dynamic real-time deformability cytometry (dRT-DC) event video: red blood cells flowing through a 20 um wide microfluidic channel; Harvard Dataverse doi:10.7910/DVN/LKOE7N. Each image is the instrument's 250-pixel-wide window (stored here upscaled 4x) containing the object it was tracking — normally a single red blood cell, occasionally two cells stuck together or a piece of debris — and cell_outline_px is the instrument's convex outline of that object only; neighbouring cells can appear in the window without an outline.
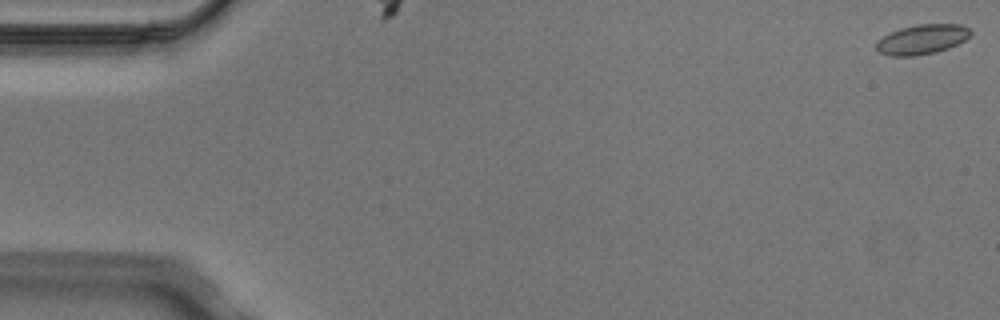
{"species": "Egyptian fruit bat (a non-hibernating species)", "species_latin": "Rousettus aegyptiacus", "temperature_condition": "cold", "stored_images_in_passage": 5, "camera_frame_rate_fps": 3000, "um_per_image_px": 0.085, "animal": {"sex": "male"}, "frame": {"image": 1, "passage_image": 1, "time_ms": 0.0, "image_size_px": [1000, 320], "cell_outline_px": [[972, 32], [964, 40], [948, 48], [936, 52], [916, 56], [888, 56], [880, 52], [876, 48], [876, 40], [900, 28], [916, 24], [960, 24], [972, 28]], "centroid_in_image_um": [78.37, 3.34], "position_along_channel_um": 6.6, "area_um2": 16.42}}